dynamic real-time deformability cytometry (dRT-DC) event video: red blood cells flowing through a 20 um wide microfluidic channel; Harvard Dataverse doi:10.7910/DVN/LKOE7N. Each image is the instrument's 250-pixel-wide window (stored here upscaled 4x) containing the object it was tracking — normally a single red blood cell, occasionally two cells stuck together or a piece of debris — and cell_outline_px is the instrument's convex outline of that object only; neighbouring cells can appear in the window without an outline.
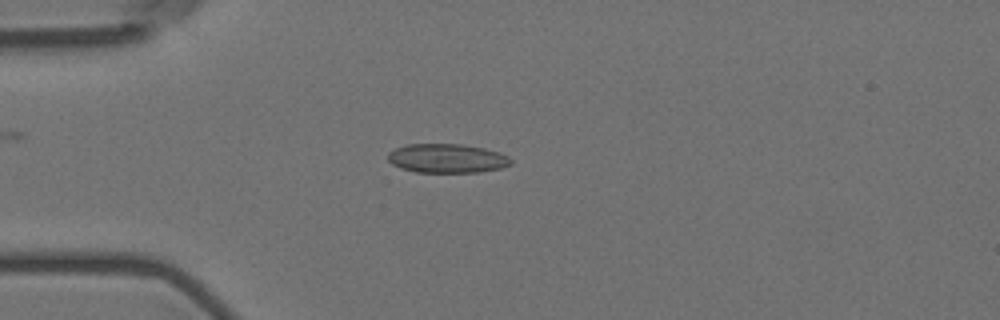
{"species": "Egyptian fruit bat (a non-hibernating species)", "species_latin": "Rousettus aegyptiacus", "temperature_condition": "room temperature", "stored_images_in_passage": 42, "camera_frame_rate_fps": 3000, "um_per_image_px": 0.085, "animal": {"sex": "female"}, "frame": {"image": 1, "passage_image": 1, "time_ms": 0.0, "image_size_px": [1000, 320], "cell_outline_px": [[512, 164], [500, 168], [480, 172], [416, 172], [400, 168], [392, 164], [388, 160], [388, 152], [396, 148], [408, 144], [460, 144], [484, 148], [500, 152], [508, 156], [512, 160]], "centroid_in_image_um": [38.0, 13.46], "position_along_channel_um": 47.0, "area_um2": 20.87}}
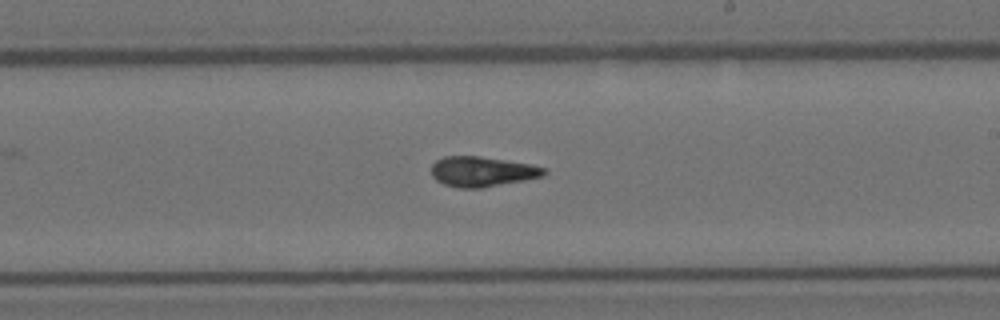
{"frame": {"image": 2, "passage_image": 19, "time_ms": 6.0, "image_size_px": [1000, 320], "cell_outline_px": [[548, 172], [544, 176], [524, 180], [480, 188], [456, 188], [444, 184], [436, 180], [432, 176], [432, 164], [436, 160], [444, 156], [480, 156], [532, 164], [544, 168]], "centroid_in_image_um": [40.98, 14.58], "position_along_channel_um": 248.0, "area_um2": 19.83}}
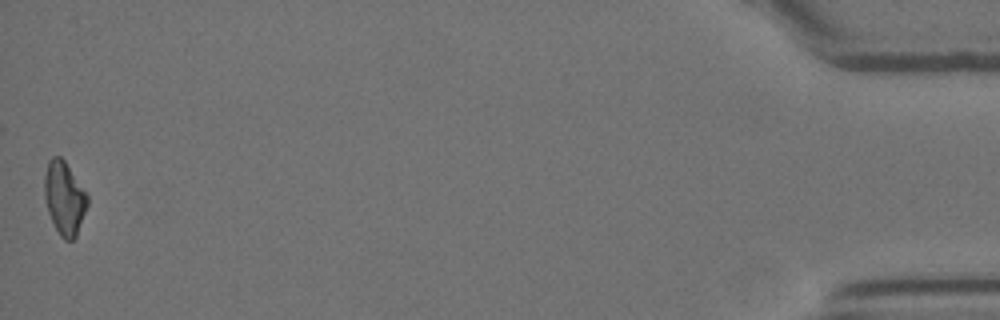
{"frame": {"image": 3, "passage_image": 42, "time_ms": 13.667, "image_size_px": [1000, 320], "cell_outline_px": [[88, 204], [76, 236], [72, 240], [64, 240], [60, 236], [48, 212], [44, 196], [44, 176], [48, 160], [52, 156], [60, 156], [64, 160], [88, 192]], "centroid_in_image_um": [5.48, 16.8], "position_along_channel_um": 429.7, "area_um2": 18.5}, "authors_computed_cell_mechanics": {"area_um2": 19.6809, "velocity_mm_per_s": 3.6081, "shape_relaxation_time_tau1_ms": null, "shape_relaxation_time_tau2_ms": 3.2833, "deformation_change_tau1": null, "deformation_change_tau2": 0.083}}